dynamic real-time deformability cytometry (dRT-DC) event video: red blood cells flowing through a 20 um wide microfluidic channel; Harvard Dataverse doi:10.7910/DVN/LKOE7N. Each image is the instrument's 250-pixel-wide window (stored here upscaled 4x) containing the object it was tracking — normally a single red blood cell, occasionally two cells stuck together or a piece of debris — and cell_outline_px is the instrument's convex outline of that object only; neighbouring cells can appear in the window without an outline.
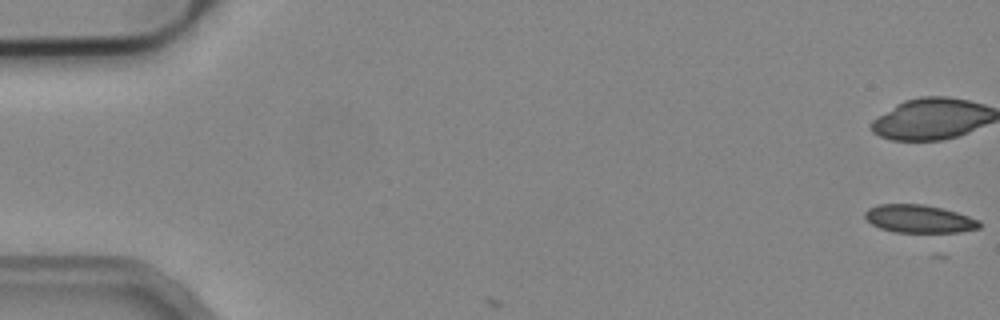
{"species": "common noctule bat (a hibernating species)", "species_latin": "Nyctalus noctula", "temperature_condition": "cold", "stored_images_in_passage": 5, "camera_frame_rate_fps": 3000, "um_per_image_px": 0.085, "animal": {"sex": "male", "body_mass_g": 19.2, "forearm_length_mm": 51.8}, "frame": {"image": 1, "passage_image": 1, "time_ms": 0.0, "image_size_px": [1000, 320], "cell_outline_px": [[980, 228], [960, 232], [896, 232], [880, 228], [872, 224], [864, 216], [864, 212], [868, 208], [880, 204], [924, 204], [956, 212], [980, 220]], "centroid_in_image_um": [78.12, 18.6], "position_along_channel_um": 6.9, "area_um2": 18.55}}